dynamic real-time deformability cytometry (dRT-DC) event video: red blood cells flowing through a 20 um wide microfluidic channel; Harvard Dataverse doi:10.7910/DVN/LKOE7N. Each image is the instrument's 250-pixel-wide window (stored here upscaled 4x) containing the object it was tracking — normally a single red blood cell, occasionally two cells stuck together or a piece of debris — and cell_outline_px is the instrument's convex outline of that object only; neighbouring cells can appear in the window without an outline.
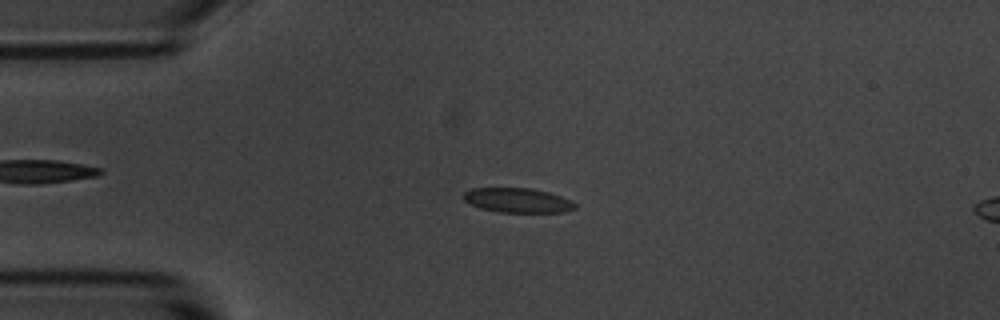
{"species": "common noctule bat (a hibernating species)", "species_latin": "Nyctalus noctula", "temperature_condition": "room temperature", "stored_images_in_passage": 54, "camera_frame_rate_fps": 3000, "um_per_image_px": 0.085, "animal": {"sex": "male", "body_mass_g": 20.1, "forearm_length_mm": 53.5}, "frame": {"image": 1, "passage_image": 12, "time_ms": 3.667, "image_size_px": [1000, 320], "cell_outline_px": [[576, 208], [564, 212], [500, 212], [480, 208], [464, 200], [464, 192], [472, 188], [532, 188], [548, 192], [572, 200], [576, 204]], "centroid_in_image_um": [44.02, 17.02], "position_along_channel_um": 41.0, "area_um2": 15.9}}
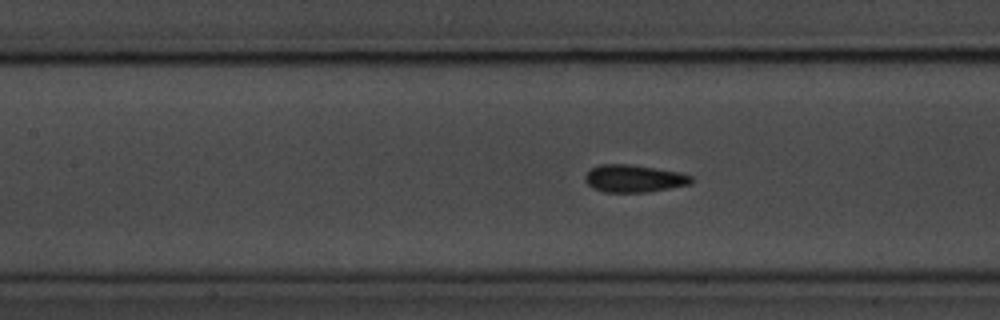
{"frame": {"image": 2, "passage_image": 23, "time_ms": 7.333, "image_size_px": [1000, 320], "cell_outline_px": [[692, 184], [648, 192], [604, 192], [592, 188], [584, 180], [584, 176], [592, 168], [600, 164], [632, 164], [680, 172], [692, 176]], "centroid_in_image_um": [53.89, 15.17], "position_along_channel_um": 153.5, "area_um2": 17.11}}
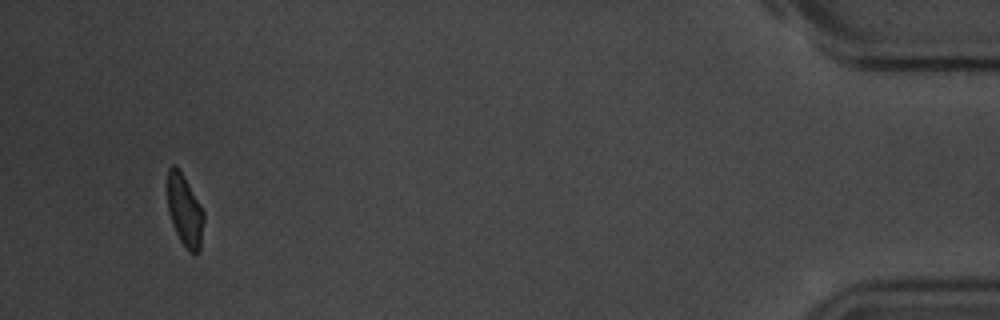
{"frame": {"image": 3, "passage_image": 51, "time_ms": 16.667, "image_size_px": [1000, 320], "cell_outline_px": [[204, 220], [200, 252], [192, 252], [180, 240], [176, 232], [168, 212], [168, 168], [172, 164], [176, 164], [200, 204], [204, 212]], "centroid_in_image_um": [15.71, 17.88], "position_along_channel_um": 419.5, "area_um2": 14.91}, "authors_computed_cell_mechanics": {"area_um2": 16.3863, "velocity_mm_per_s": 3.6727, "shape_relaxation_time_tau1_ms": 2.1319, "shape_relaxation_time_tau2_ms": 0.8887, "deformation_change_tau1": 0.0878, "deformation_change_tau2": 0.0464}}